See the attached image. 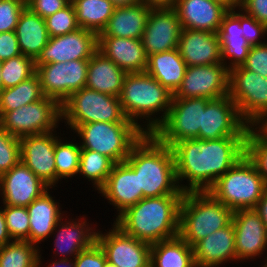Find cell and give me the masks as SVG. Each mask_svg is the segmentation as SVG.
Wrapping results in <instances>:
<instances>
[{"mask_svg": "<svg viewBox=\"0 0 267 267\" xmlns=\"http://www.w3.org/2000/svg\"><path fill=\"white\" fill-rule=\"evenodd\" d=\"M98 50L126 73L146 71L148 57L140 39L98 37Z\"/></svg>", "mask_w": 267, "mask_h": 267, "instance_id": "obj_24", "label": "cell"}, {"mask_svg": "<svg viewBox=\"0 0 267 267\" xmlns=\"http://www.w3.org/2000/svg\"><path fill=\"white\" fill-rule=\"evenodd\" d=\"M237 259L253 258L263 254L267 245V231L261 216L255 209L233 211Z\"/></svg>", "mask_w": 267, "mask_h": 267, "instance_id": "obj_20", "label": "cell"}, {"mask_svg": "<svg viewBox=\"0 0 267 267\" xmlns=\"http://www.w3.org/2000/svg\"><path fill=\"white\" fill-rule=\"evenodd\" d=\"M67 263V264H66ZM62 265L63 264V267L65 266V267H75V264H74V262L73 261H68V257L66 258V257H63L62 259H61V261H57V262H54V263H52V265L50 266V267H59V265Z\"/></svg>", "mask_w": 267, "mask_h": 267, "instance_id": "obj_56", "label": "cell"}, {"mask_svg": "<svg viewBox=\"0 0 267 267\" xmlns=\"http://www.w3.org/2000/svg\"><path fill=\"white\" fill-rule=\"evenodd\" d=\"M222 3L228 9H235L237 6H240L239 0H215Z\"/></svg>", "mask_w": 267, "mask_h": 267, "instance_id": "obj_55", "label": "cell"}, {"mask_svg": "<svg viewBox=\"0 0 267 267\" xmlns=\"http://www.w3.org/2000/svg\"><path fill=\"white\" fill-rule=\"evenodd\" d=\"M3 88H9L29 79L35 74V61L23 54L2 62Z\"/></svg>", "mask_w": 267, "mask_h": 267, "instance_id": "obj_39", "label": "cell"}, {"mask_svg": "<svg viewBox=\"0 0 267 267\" xmlns=\"http://www.w3.org/2000/svg\"><path fill=\"white\" fill-rule=\"evenodd\" d=\"M183 195L141 199L118 215L114 223L126 234L154 244L179 235L180 205Z\"/></svg>", "mask_w": 267, "mask_h": 267, "instance_id": "obj_2", "label": "cell"}, {"mask_svg": "<svg viewBox=\"0 0 267 267\" xmlns=\"http://www.w3.org/2000/svg\"><path fill=\"white\" fill-rule=\"evenodd\" d=\"M246 137H223L213 140L185 139L171 148L175 159L176 177L188 179L183 192L208 191L245 155Z\"/></svg>", "mask_w": 267, "mask_h": 267, "instance_id": "obj_1", "label": "cell"}, {"mask_svg": "<svg viewBox=\"0 0 267 267\" xmlns=\"http://www.w3.org/2000/svg\"><path fill=\"white\" fill-rule=\"evenodd\" d=\"M239 7H242L247 15L267 26V0H242Z\"/></svg>", "mask_w": 267, "mask_h": 267, "instance_id": "obj_50", "label": "cell"}, {"mask_svg": "<svg viewBox=\"0 0 267 267\" xmlns=\"http://www.w3.org/2000/svg\"><path fill=\"white\" fill-rule=\"evenodd\" d=\"M229 93V69L225 63L187 66L180 87L173 98H208L227 96Z\"/></svg>", "mask_w": 267, "mask_h": 267, "instance_id": "obj_13", "label": "cell"}, {"mask_svg": "<svg viewBox=\"0 0 267 267\" xmlns=\"http://www.w3.org/2000/svg\"><path fill=\"white\" fill-rule=\"evenodd\" d=\"M260 123H261V125H259V126H261L260 128L267 134V119H263L262 122H260Z\"/></svg>", "mask_w": 267, "mask_h": 267, "instance_id": "obj_57", "label": "cell"}, {"mask_svg": "<svg viewBox=\"0 0 267 267\" xmlns=\"http://www.w3.org/2000/svg\"><path fill=\"white\" fill-rule=\"evenodd\" d=\"M240 13H236L234 9H229L224 14L218 31L222 63H224L227 57H232V65H229L228 69L241 66L246 61L251 47L243 37Z\"/></svg>", "mask_w": 267, "mask_h": 267, "instance_id": "obj_28", "label": "cell"}, {"mask_svg": "<svg viewBox=\"0 0 267 267\" xmlns=\"http://www.w3.org/2000/svg\"><path fill=\"white\" fill-rule=\"evenodd\" d=\"M85 223L86 221L83 223L75 221L61 225V230L56 236L55 246L59 253L62 252V256L67 253L66 255L74 254L76 257L81 251L90 248L96 242L97 232H89L91 229Z\"/></svg>", "mask_w": 267, "mask_h": 267, "instance_id": "obj_35", "label": "cell"}, {"mask_svg": "<svg viewBox=\"0 0 267 267\" xmlns=\"http://www.w3.org/2000/svg\"><path fill=\"white\" fill-rule=\"evenodd\" d=\"M193 254L196 267H216L228 259L237 260L233 222L198 241Z\"/></svg>", "mask_w": 267, "mask_h": 267, "instance_id": "obj_25", "label": "cell"}, {"mask_svg": "<svg viewBox=\"0 0 267 267\" xmlns=\"http://www.w3.org/2000/svg\"><path fill=\"white\" fill-rule=\"evenodd\" d=\"M182 29L200 30L218 34L224 14L229 10L215 0H176Z\"/></svg>", "mask_w": 267, "mask_h": 267, "instance_id": "obj_21", "label": "cell"}, {"mask_svg": "<svg viewBox=\"0 0 267 267\" xmlns=\"http://www.w3.org/2000/svg\"><path fill=\"white\" fill-rule=\"evenodd\" d=\"M18 44L24 56L34 61L49 41L45 19L27 6L23 9L15 28Z\"/></svg>", "mask_w": 267, "mask_h": 267, "instance_id": "obj_29", "label": "cell"}, {"mask_svg": "<svg viewBox=\"0 0 267 267\" xmlns=\"http://www.w3.org/2000/svg\"><path fill=\"white\" fill-rule=\"evenodd\" d=\"M104 267H117V266L109 263L108 261H106Z\"/></svg>", "mask_w": 267, "mask_h": 267, "instance_id": "obj_59", "label": "cell"}, {"mask_svg": "<svg viewBox=\"0 0 267 267\" xmlns=\"http://www.w3.org/2000/svg\"><path fill=\"white\" fill-rule=\"evenodd\" d=\"M112 205L117 206L119 215L143 199L139 190L138 173L125 161L114 164L106 183L99 190Z\"/></svg>", "mask_w": 267, "mask_h": 267, "instance_id": "obj_23", "label": "cell"}, {"mask_svg": "<svg viewBox=\"0 0 267 267\" xmlns=\"http://www.w3.org/2000/svg\"><path fill=\"white\" fill-rule=\"evenodd\" d=\"M61 119V105L54 99L44 97L15 110L0 119V126L8 133L21 138L27 135L45 134L56 128Z\"/></svg>", "mask_w": 267, "mask_h": 267, "instance_id": "obj_11", "label": "cell"}, {"mask_svg": "<svg viewBox=\"0 0 267 267\" xmlns=\"http://www.w3.org/2000/svg\"><path fill=\"white\" fill-rule=\"evenodd\" d=\"M252 127L250 125L246 133L245 154L254 163L267 185V134L260 127L258 130L255 128L256 131Z\"/></svg>", "mask_w": 267, "mask_h": 267, "instance_id": "obj_38", "label": "cell"}, {"mask_svg": "<svg viewBox=\"0 0 267 267\" xmlns=\"http://www.w3.org/2000/svg\"><path fill=\"white\" fill-rule=\"evenodd\" d=\"M45 97L60 105L73 93L86 86L88 60L48 63L35 67Z\"/></svg>", "mask_w": 267, "mask_h": 267, "instance_id": "obj_12", "label": "cell"}, {"mask_svg": "<svg viewBox=\"0 0 267 267\" xmlns=\"http://www.w3.org/2000/svg\"><path fill=\"white\" fill-rule=\"evenodd\" d=\"M172 98L173 93L146 72L127 73L119 96L125 116L140 128L135 118L150 117L155 112L166 110L162 119L150 118L153 121L149 120L146 133H152L165 120Z\"/></svg>", "mask_w": 267, "mask_h": 267, "instance_id": "obj_5", "label": "cell"}, {"mask_svg": "<svg viewBox=\"0 0 267 267\" xmlns=\"http://www.w3.org/2000/svg\"><path fill=\"white\" fill-rule=\"evenodd\" d=\"M249 125L241 118L229 95L210 100L202 111L199 139L213 140L223 137H246Z\"/></svg>", "mask_w": 267, "mask_h": 267, "instance_id": "obj_14", "label": "cell"}, {"mask_svg": "<svg viewBox=\"0 0 267 267\" xmlns=\"http://www.w3.org/2000/svg\"><path fill=\"white\" fill-rule=\"evenodd\" d=\"M150 267H196L193 247L179 235L151 244Z\"/></svg>", "mask_w": 267, "mask_h": 267, "instance_id": "obj_32", "label": "cell"}, {"mask_svg": "<svg viewBox=\"0 0 267 267\" xmlns=\"http://www.w3.org/2000/svg\"><path fill=\"white\" fill-rule=\"evenodd\" d=\"M242 66L267 78V43L251 46Z\"/></svg>", "mask_w": 267, "mask_h": 267, "instance_id": "obj_45", "label": "cell"}, {"mask_svg": "<svg viewBox=\"0 0 267 267\" xmlns=\"http://www.w3.org/2000/svg\"><path fill=\"white\" fill-rule=\"evenodd\" d=\"M97 50L98 35L79 28L65 35L50 37L47 45L35 60V67L71 60H89Z\"/></svg>", "mask_w": 267, "mask_h": 267, "instance_id": "obj_15", "label": "cell"}, {"mask_svg": "<svg viewBox=\"0 0 267 267\" xmlns=\"http://www.w3.org/2000/svg\"><path fill=\"white\" fill-rule=\"evenodd\" d=\"M181 31V22L173 8L151 9L141 38L147 57L176 49Z\"/></svg>", "mask_w": 267, "mask_h": 267, "instance_id": "obj_17", "label": "cell"}, {"mask_svg": "<svg viewBox=\"0 0 267 267\" xmlns=\"http://www.w3.org/2000/svg\"><path fill=\"white\" fill-rule=\"evenodd\" d=\"M45 97L36 74L16 86L0 92V119L12 110L37 102Z\"/></svg>", "mask_w": 267, "mask_h": 267, "instance_id": "obj_34", "label": "cell"}, {"mask_svg": "<svg viewBox=\"0 0 267 267\" xmlns=\"http://www.w3.org/2000/svg\"><path fill=\"white\" fill-rule=\"evenodd\" d=\"M20 161V138L0 126V176Z\"/></svg>", "mask_w": 267, "mask_h": 267, "instance_id": "obj_43", "label": "cell"}, {"mask_svg": "<svg viewBox=\"0 0 267 267\" xmlns=\"http://www.w3.org/2000/svg\"><path fill=\"white\" fill-rule=\"evenodd\" d=\"M35 244L14 240L0 247V267H39L40 255Z\"/></svg>", "mask_w": 267, "mask_h": 267, "instance_id": "obj_36", "label": "cell"}, {"mask_svg": "<svg viewBox=\"0 0 267 267\" xmlns=\"http://www.w3.org/2000/svg\"><path fill=\"white\" fill-rule=\"evenodd\" d=\"M79 28L99 35L111 18L115 6L110 0H71Z\"/></svg>", "mask_w": 267, "mask_h": 267, "instance_id": "obj_33", "label": "cell"}, {"mask_svg": "<svg viewBox=\"0 0 267 267\" xmlns=\"http://www.w3.org/2000/svg\"><path fill=\"white\" fill-rule=\"evenodd\" d=\"M52 132L20 138V160L49 188L56 183L55 143Z\"/></svg>", "mask_w": 267, "mask_h": 267, "instance_id": "obj_18", "label": "cell"}, {"mask_svg": "<svg viewBox=\"0 0 267 267\" xmlns=\"http://www.w3.org/2000/svg\"><path fill=\"white\" fill-rule=\"evenodd\" d=\"M126 72L97 50L88 60L86 88L119 97Z\"/></svg>", "mask_w": 267, "mask_h": 267, "instance_id": "obj_27", "label": "cell"}, {"mask_svg": "<svg viewBox=\"0 0 267 267\" xmlns=\"http://www.w3.org/2000/svg\"><path fill=\"white\" fill-rule=\"evenodd\" d=\"M114 162L105 155L88 149H81L78 173L94 181L97 190H100L114 166Z\"/></svg>", "mask_w": 267, "mask_h": 267, "instance_id": "obj_37", "label": "cell"}, {"mask_svg": "<svg viewBox=\"0 0 267 267\" xmlns=\"http://www.w3.org/2000/svg\"><path fill=\"white\" fill-rule=\"evenodd\" d=\"M71 0H29L26 5L43 19L66 7Z\"/></svg>", "mask_w": 267, "mask_h": 267, "instance_id": "obj_48", "label": "cell"}, {"mask_svg": "<svg viewBox=\"0 0 267 267\" xmlns=\"http://www.w3.org/2000/svg\"><path fill=\"white\" fill-rule=\"evenodd\" d=\"M143 2L115 7L107 25L98 37L142 38L150 10Z\"/></svg>", "mask_w": 267, "mask_h": 267, "instance_id": "obj_26", "label": "cell"}, {"mask_svg": "<svg viewBox=\"0 0 267 267\" xmlns=\"http://www.w3.org/2000/svg\"><path fill=\"white\" fill-rule=\"evenodd\" d=\"M115 7L132 6L142 2L141 0H110Z\"/></svg>", "mask_w": 267, "mask_h": 267, "instance_id": "obj_54", "label": "cell"}, {"mask_svg": "<svg viewBox=\"0 0 267 267\" xmlns=\"http://www.w3.org/2000/svg\"><path fill=\"white\" fill-rule=\"evenodd\" d=\"M240 25L243 30V37L249 43L250 46H255L258 44H263L260 42L258 37L267 32V26L255 18L247 15L240 14Z\"/></svg>", "mask_w": 267, "mask_h": 267, "instance_id": "obj_47", "label": "cell"}, {"mask_svg": "<svg viewBox=\"0 0 267 267\" xmlns=\"http://www.w3.org/2000/svg\"><path fill=\"white\" fill-rule=\"evenodd\" d=\"M26 6L24 0H0V33L15 31Z\"/></svg>", "mask_w": 267, "mask_h": 267, "instance_id": "obj_44", "label": "cell"}, {"mask_svg": "<svg viewBox=\"0 0 267 267\" xmlns=\"http://www.w3.org/2000/svg\"><path fill=\"white\" fill-rule=\"evenodd\" d=\"M3 210L11 239L29 241V215L27 207L5 205Z\"/></svg>", "mask_w": 267, "mask_h": 267, "instance_id": "obj_41", "label": "cell"}, {"mask_svg": "<svg viewBox=\"0 0 267 267\" xmlns=\"http://www.w3.org/2000/svg\"><path fill=\"white\" fill-rule=\"evenodd\" d=\"M2 62L0 61V92L4 89L3 88V81H2V76H1V71H2Z\"/></svg>", "mask_w": 267, "mask_h": 267, "instance_id": "obj_58", "label": "cell"}, {"mask_svg": "<svg viewBox=\"0 0 267 267\" xmlns=\"http://www.w3.org/2000/svg\"><path fill=\"white\" fill-rule=\"evenodd\" d=\"M228 95L247 124L256 126L266 118L267 78L242 65L229 69Z\"/></svg>", "mask_w": 267, "mask_h": 267, "instance_id": "obj_9", "label": "cell"}, {"mask_svg": "<svg viewBox=\"0 0 267 267\" xmlns=\"http://www.w3.org/2000/svg\"><path fill=\"white\" fill-rule=\"evenodd\" d=\"M75 258V259H74ZM75 267H104L107 259L103 249L95 242L90 248L73 257Z\"/></svg>", "mask_w": 267, "mask_h": 267, "instance_id": "obj_46", "label": "cell"}, {"mask_svg": "<svg viewBox=\"0 0 267 267\" xmlns=\"http://www.w3.org/2000/svg\"><path fill=\"white\" fill-rule=\"evenodd\" d=\"M125 162L138 173L143 198L183 195L177 185L172 148L161 143L152 133H145L132 147Z\"/></svg>", "mask_w": 267, "mask_h": 267, "instance_id": "obj_3", "label": "cell"}, {"mask_svg": "<svg viewBox=\"0 0 267 267\" xmlns=\"http://www.w3.org/2000/svg\"><path fill=\"white\" fill-rule=\"evenodd\" d=\"M255 210L261 216V219L263 220V223L267 231V189L264 191V194L262 195V198L258 202Z\"/></svg>", "mask_w": 267, "mask_h": 267, "instance_id": "obj_53", "label": "cell"}, {"mask_svg": "<svg viewBox=\"0 0 267 267\" xmlns=\"http://www.w3.org/2000/svg\"><path fill=\"white\" fill-rule=\"evenodd\" d=\"M45 22L50 37L65 35L79 29L76 21L75 8L72 2L45 18Z\"/></svg>", "mask_w": 267, "mask_h": 267, "instance_id": "obj_42", "label": "cell"}, {"mask_svg": "<svg viewBox=\"0 0 267 267\" xmlns=\"http://www.w3.org/2000/svg\"><path fill=\"white\" fill-rule=\"evenodd\" d=\"M72 129L90 122H132L125 116L119 97L86 87L73 92L61 104V118Z\"/></svg>", "mask_w": 267, "mask_h": 267, "instance_id": "obj_8", "label": "cell"}, {"mask_svg": "<svg viewBox=\"0 0 267 267\" xmlns=\"http://www.w3.org/2000/svg\"><path fill=\"white\" fill-rule=\"evenodd\" d=\"M75 130L83 139L81 149L96 151L115 164L124 162L132 147L146 133V129L134 122H90Z\"/></svg>", "mask_w": 267, "mask_h": 267, "instance_id": "obj_7", "label": "cell"}, {"mask_svg": "<svg viewBox=\"0 0 267 267\" xmlns=\"http://www.w3.org/2000/svg\"><path fill=\"white\" fill-rule=\"evenodd\" d=\"M208 98H172L165 120L152 132L163 144L172 147L185 139H199L202 111Z\"/></svg>", "mask_w": 267, "mask_h": 267, "instance_id": "obj_10", "label": "cell"}, {"mask_svg": "<svg viewBox=\"0 0 267 267\" xmlns=\"http://www.w3.org/2000/svg\"><path fill=\"white\" fill-rule=\"evenodd\" d=\"M96 242L107 261L117 267H150L151 245L126 234L115 224L107 234L97 232Z\"/></svg>", "mask_w": 267, "mask_h": 267, "instance_id": "obj_16", "label": "cell"}, {"mask_svg": "<svg viewBox=\"0 0 267 267\" xmlns=\"http://www.w3.org/2000/svg\"><path fill=\"white\" fill-rule=\"evenodd\" d=\"M233 211L208 191L184 192L180 205L179 236L191 247L232 222Z\"/></svg>", "mask_w": 267, "mask_h": 267, "instance_id": "obj_4", "label": "cell"}, {"mask_svg": "<svg viewBox=\"0 0 267 267\" xmlns=\"http://www.w3.org/2000/svg\"><path fill=\"white\" fill-rule=\"evenodd\" d=\"M58 205L45 191L27 206L29 215V242L36 244L54 232L62 220Z\"/></svg>", "mask_w": 267, "mask_h": 267, "instance_id": "obj_30", "label": "cell"}, {"mask_svg": "<svg viewBox=\"0 0 267 267\" xmlns=\"http://www.w3.org/2000/svg\"><path fill=\"white\" fill-rule=\"evenodd\" d=\"M187 66L222 63L218 34L182 29L177 47Z\"/></svg>", "mask_w": 267, "mask_h": 267, "instance_id": "obj_22", "label": "cell"}, {"mask_svg": "<svg viewBox=\"0 0 267 267\" xmlns=\"http://www.w3.org/2000/svg\"><path fill=\"white\" fill-rule=\"evenodd\" d=\"M48 187L21 160L0 176L3 203L8 206L27 207Z\"/></svg>", "mask_w": 267, "mask_h": 267, "instance_id": "obj_19", "label": "cell"}, {"mask_svg": "<svg viewBox=\"0 0 267 267\" xmlns=\"http://www.w3.org/2000/svg\"><path fill=\"white\" fill-rule=\"evenodd\" d=\"M11 237L7 230V225L5 221V216L3 213V210H0V247H3L7 243H10L9 241Z\"/></svg>", "mask_w": 267, "mask_h": 267, "instance_id": "obj_51", "label": "cell"}, {"mask_svg": "<svg viewBox=\"0 0 267 267\" xmlns=\"http://www.w3.org/2000/svg\"><path fill=\"white\" fill-rule=\"evenodd\" d=\"M81 147L77 144L62 143L57 140L55 143V166L56 181L60 178L72 177L78 173L80 163Z\"/></svg>", "mask_w": 267, "mask_h": 267, "instance_id": "obj_40", "label": "cell"}, {"mask_svg": "<svg viewBox=\"0 0 267 267\" xmlns=\"http://www.w3.org/2000/svg\"><path fill=\"white\" fill-rule=\"evenodd\" d=\"M15 31L0 33V61L21 55Z\"/></svg>", "mask_w": 267, "mask_h": 267, "instance_id": "obj_49", "label": "cell"}, {"mask_svg": "<svg viewBox=\"0 0 267 267\" xmlns=\"http://www.w3.org/2000/svg\"><path fill=\"white\" fill-rule=\"evenodd\" d=\"M147 7L152 9L173 8L176 0H141Z\"/></svg>", "mask_w": 267, "mask_h": 267, "instance_id": "obj_52", "label": "cell"}, {"mask_svg": "<svg viewBox=\"0 0 267 267\" xmlns=\"http://www.w3.org/2000/svg\"><path fill=\"white\" fill-rule=\"evenodd\" d=\"M186 69L187 64L176 48L148 56L145 72L174 94L182 83Z\"/></svg>", "mask_w": 267, "mask_h": 267, "instance_id": "obj_31", "label": "cell"}, {"mask_svg": "<svg viewBox=\"0 0 267 267\" xmlns=\"http://www.w3.org/2000/svg\"><path fill=\"white\" fill-rule=\"evenodd\" d=\"M266 189L264 178L245 154L215 181L208 192L226 207L236 211L255 209Z\"/></svg>", "mask_w": 267, "mask_h": 267, "instance_id": "obj_6", "label": "cell"}]
</instances>
